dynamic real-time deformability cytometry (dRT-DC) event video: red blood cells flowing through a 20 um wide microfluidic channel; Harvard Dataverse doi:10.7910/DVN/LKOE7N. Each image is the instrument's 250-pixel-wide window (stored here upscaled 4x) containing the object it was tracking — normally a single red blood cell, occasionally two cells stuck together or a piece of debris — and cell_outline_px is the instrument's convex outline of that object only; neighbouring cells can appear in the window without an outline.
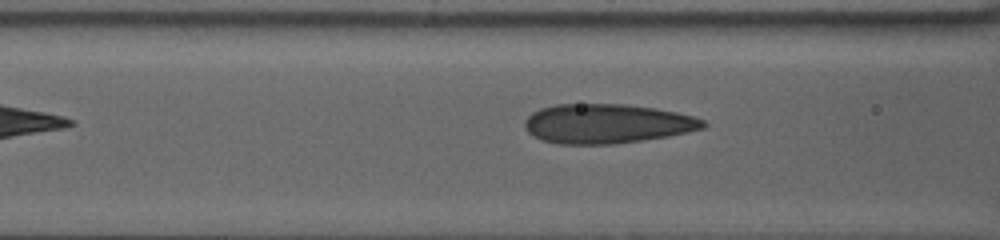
{"species": "human", "species_latin": "Homo sapiens", "temperature_condition": "warm", "stored_images_in_passage": 11, "camera_frame_rate_fps": 3000, "um_per_image_px": 0.085, "donor": {"sex": "female"}, "frame": {"image": 1, "passage_image": 8, "time_ms": 2.333, "image_size_px": [1000, 240], "cell_outline_px": [[708, 124], [704, 128], [688, 132], [668, 136], [616, 144], [556, 144], [540, 140], [532, 136], [524, 128], [524, 120], [532, 112], [540, 108], [556, 104], [624, 104], [652, 108], [676, 112], [692, 116], [704, 120]], "centroid_in_image_um": [51.54, 10.52], "position_along_channel_um": 115.1, "area_um2": 41.21}}